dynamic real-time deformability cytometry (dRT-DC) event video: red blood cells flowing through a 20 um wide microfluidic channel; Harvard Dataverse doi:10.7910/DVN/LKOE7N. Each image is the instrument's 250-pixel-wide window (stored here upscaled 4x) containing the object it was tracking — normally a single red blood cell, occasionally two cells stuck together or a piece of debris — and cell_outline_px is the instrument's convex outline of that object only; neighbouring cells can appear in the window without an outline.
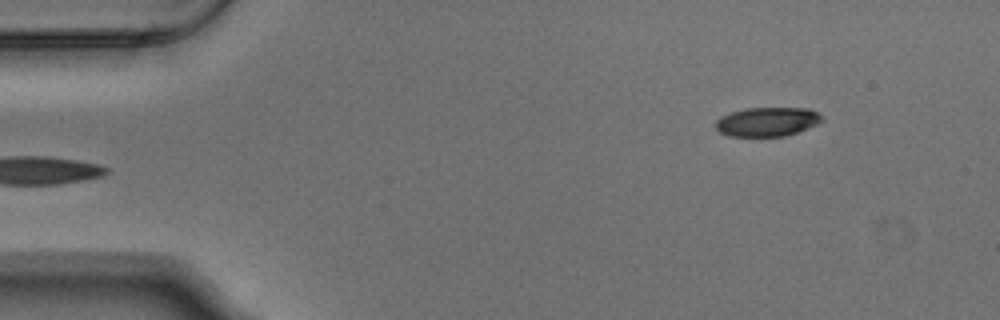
{"species": "Egyptian fruit bat (a non-hibernating species)", "species_latin": "Rousettus aegyptiacus", "temperature_condition": "warm", "stored_images_in_passage": 5, "segment_of_instrument_passage": [2, 2], "camera_frame_rate_fps": 3000, "um_per_image_px": 0.085, "animal": {"sex": "male"}, "frame": {"image": 1, "passage_image": 5, "time_ms": 1.333, "image_size_px": [1000, 320], "cell_outline_px": [[824, 120], [816, 124], [796, 132], [784, 136], [728, 136], [720, 132], [716, 128], [716, 120], [720, 116], [744, 108], [808, 108], [824, 116]], "centroid_in_image_um": [65.21, 10.34], "position_along_channel_um": 19.8, "area_um2": 17.98}}